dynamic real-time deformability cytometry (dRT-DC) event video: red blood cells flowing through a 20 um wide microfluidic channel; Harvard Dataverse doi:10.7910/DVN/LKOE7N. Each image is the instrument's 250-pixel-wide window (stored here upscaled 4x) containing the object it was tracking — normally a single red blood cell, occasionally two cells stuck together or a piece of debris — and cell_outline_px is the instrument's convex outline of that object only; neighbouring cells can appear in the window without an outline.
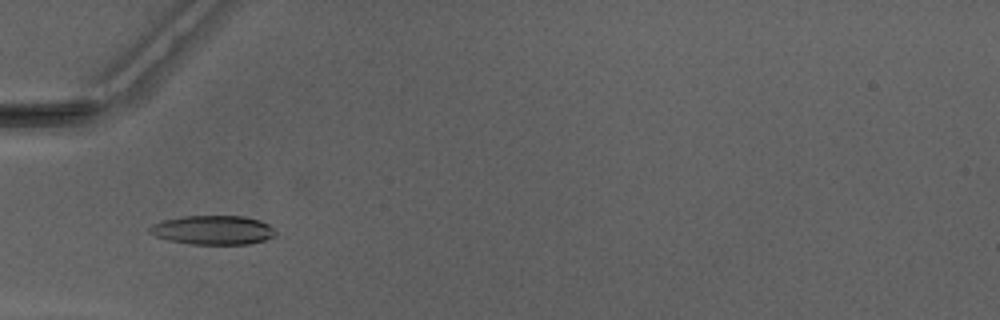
{"species": "Egyptian fruit bat (a non-hibernating species)", "species_latin": "Rousettus aegyptiacus", "temperature_condition": "warm", "stored_images_in_passage": 20, "camera_frame_rate_fps": 3000, "um_per_image_px": 0.085, "animal": {"sex": "male"}, "frame": {"image": 1, "passage_image": 3, "time_ms": 0.667, "image_size_px": [1000, 320], "cell_outline_px": [[276, 232], [272, 236], [264, 240], [248, 244], [188, 244], [168, 240], [156, 236], [148, 232], [148, 228], [152, 224], [164, 220], [184, 216], [244, 216], [260, 220], [276, 228]], "centroid_in_image_um": [18.1, 19.55], "position_along_channel_um": 66.9, "area_um2": 21.39}}
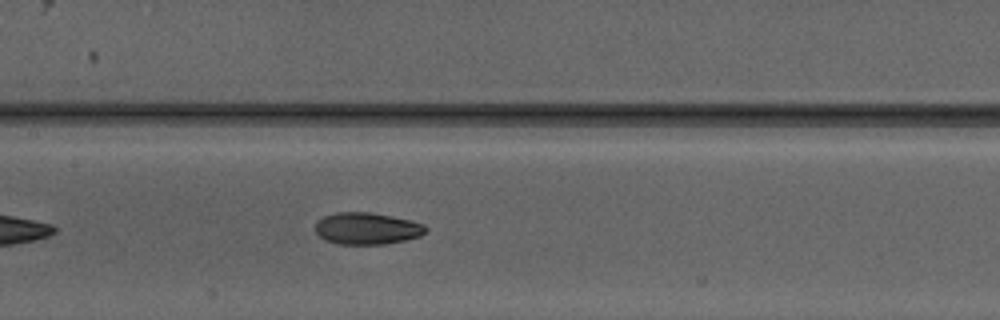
{"frame": {"image": 2, "passage_image": 11, "time_ms": 3.333, "image_size_px": [1000, 320], "cell_outline_px": [[428, 228], [420, 236], [404, 240], [384, 244], [336, 244], [324, 240], [316, 232], [316, 220], [324, 216], [336, 212], [372, 212], [392, 216], [424, 224]], "centroid_in_image_um": [31.16, 19.42], "position_along_channel_um": 176.2, "area_um2": 20.52}}
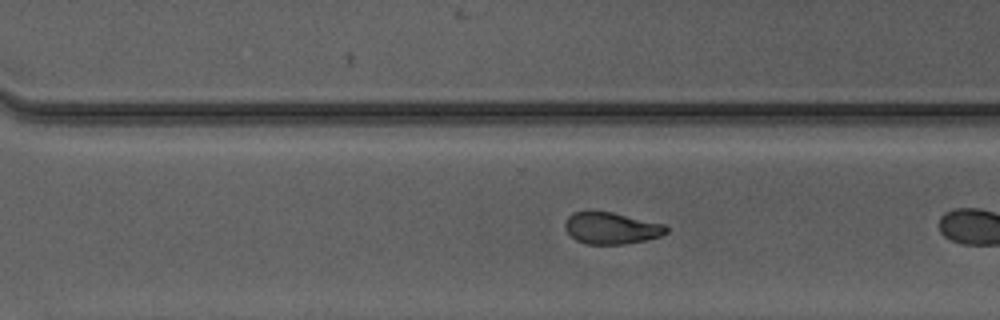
{"frame": {"image": 3, "passage_image": 19, "time_ms": 6.0, "image_size_px": [1000, 320], "cell_outline_px": [[668, 232], [660, 236], [644, 240], [624, 244], [584, 244], [576, 240], [564, 228], [564, 224], [568, 216], [572, 212], [588, 208], [612, 212], [664, 224], [668, 228]], "centroid_in_image_um": [51.9, 19.35], "position_along_channel_um": 318.7, "area_um2": 19.13}}